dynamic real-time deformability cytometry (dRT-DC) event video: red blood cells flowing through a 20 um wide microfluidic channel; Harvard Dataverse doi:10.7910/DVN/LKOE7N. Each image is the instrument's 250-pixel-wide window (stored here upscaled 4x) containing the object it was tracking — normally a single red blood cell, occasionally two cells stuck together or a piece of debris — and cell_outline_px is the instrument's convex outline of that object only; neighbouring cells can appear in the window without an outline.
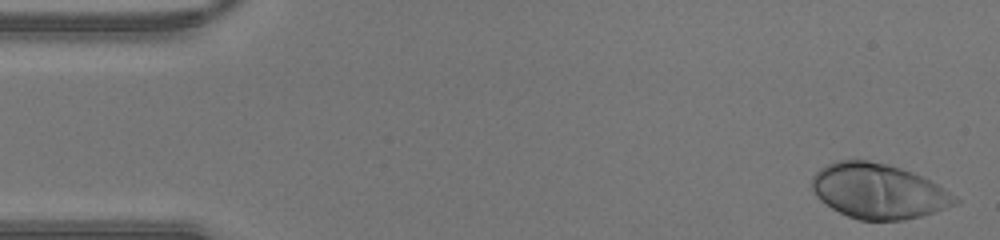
{"species": "human", "species_latin": "Homo sapiens", "temperature_condition": "warm", "stored_images_in_passage": 37, "camera_frame_rate_fps": 3000, "um_per_image_px": 0.085, "donor": {"sex": "male"}, "frame": {"image": 1, "passage_image": 1, "time_ms": 0.0, "image_size_px": [1000, 240], "cell_outline_px": [[960, 200], [956, 204], [920, 216], [904, 220], [860, 220], [848, 216], [832, 208], [820, 200], [816, 196], [812, 188], [812, 176], [820, 168], [836, 160], [868, 160], [888, 164], [912, 172], [936, 184], [956, 196]], "centroid_in_image_um": [74.63, 16.24], "position_along_channel_um": 10.4, "area_um2": 45.49}}
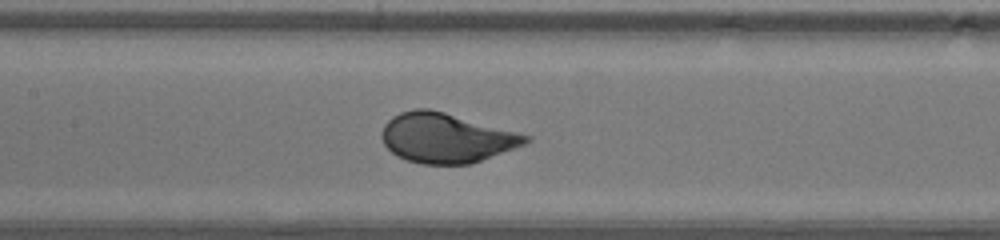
{"frame": {"image": 2, "passage_image": 20, "time_ms": 6.333, "image_size_px": [1000, 240], "cell_outline_px": [[532, 140], [524, 144], [472, 164], [420, 164], [396, 156], [384, 144], [380, 136], [380, 132], [384, 124], [392, 116], [400, 112], [412, 108], [428, 108], [444, 112], [532, 136]], "centroid_in_image_um": [37.89, 11.72], "position_along_channel_um": 169.5, "area_um2": 41.67}}
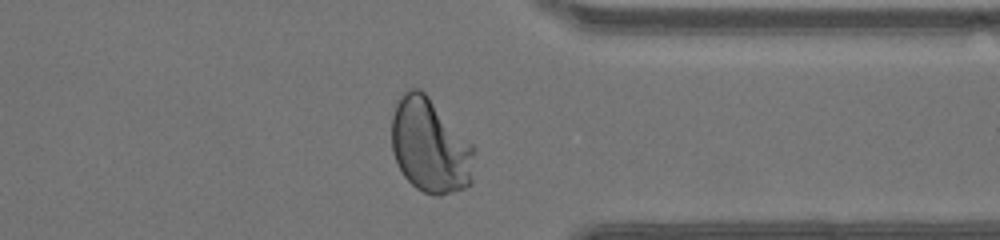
{"frame": {"image": 3, "passage_image": 34, "time_ms": 11.0, "image_size_px": [1000, 240], "cell_outline_px": [[476, 148], [472, 184], [464, 188], [452, 192], [436, 196], [424, 192], [416, 188], [404, 176], [392, 152], [392, 116], [396, 104], [404, 92], [408, 88], [420, 88], [428, 96]], "centroid_in_image_um": [36.58, 12.41], "position_along_channel_um": 374.8, "area_um2": 45.55}}